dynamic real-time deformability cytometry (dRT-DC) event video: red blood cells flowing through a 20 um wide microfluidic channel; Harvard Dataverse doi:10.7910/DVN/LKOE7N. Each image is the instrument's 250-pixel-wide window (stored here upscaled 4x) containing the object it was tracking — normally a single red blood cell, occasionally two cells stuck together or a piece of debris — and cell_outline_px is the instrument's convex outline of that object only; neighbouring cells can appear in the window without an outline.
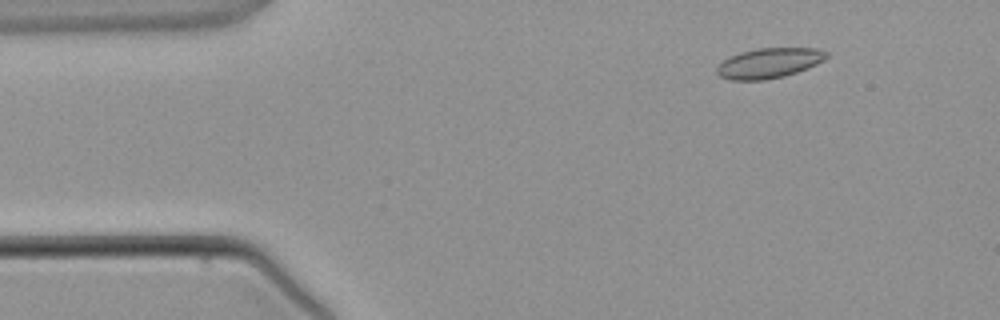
{"species": "common noctule bat (a hibernating species)", "species_latin": "Nyctalus noctula", "temperature_condition": "warm", "stored_images_in_passage": 3, "camera_frame_rate_fps": 3000, "um_per_image_px": 0.085, "animal": {"sex": "male", "body_mass_g": 21.5, "forearm_length_mm": 52.0}, "frame": {"image": 1, "passage_image": 1, "time_ms": 0.0, "image_size_px": [1000, 320], "cell_outline_px": [[828, 56], [824, 60], [808, 68], [784, 76], [764, 80], [728, 80], [720, 76], [716, 72], [716, 68], [724, 60], [740, 52], [756, 48], [816, 48], [828, 52]], "centroid_in_image_um": [65.37, 5.36], "position_along_channel_um": 19.6, "area_um2": 19.19}}
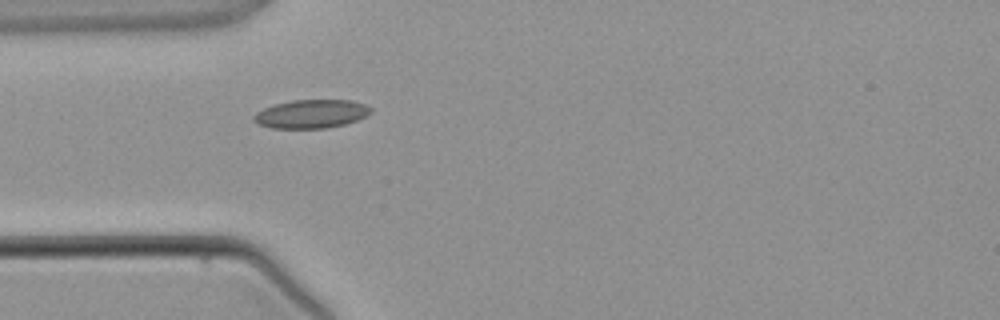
{"frame": {"image": 2, "passage_image": 3, "time_ms": 2.333, "image_size_px": [1000, 320], "cell_outline_px": [[372, 112], [356, 120], [344, 124], [324, 128], [272, 128], [260, 124], [252, 120], [252, 116], [256, 112], [264, 108], [276, 104], [292, 100], [352, 100], [364, 104], [372, 108]], "centroid_in_image_um": [26.44, 9.67], "position_along_channel_um": 58.6, "area_um2": 19.31}}